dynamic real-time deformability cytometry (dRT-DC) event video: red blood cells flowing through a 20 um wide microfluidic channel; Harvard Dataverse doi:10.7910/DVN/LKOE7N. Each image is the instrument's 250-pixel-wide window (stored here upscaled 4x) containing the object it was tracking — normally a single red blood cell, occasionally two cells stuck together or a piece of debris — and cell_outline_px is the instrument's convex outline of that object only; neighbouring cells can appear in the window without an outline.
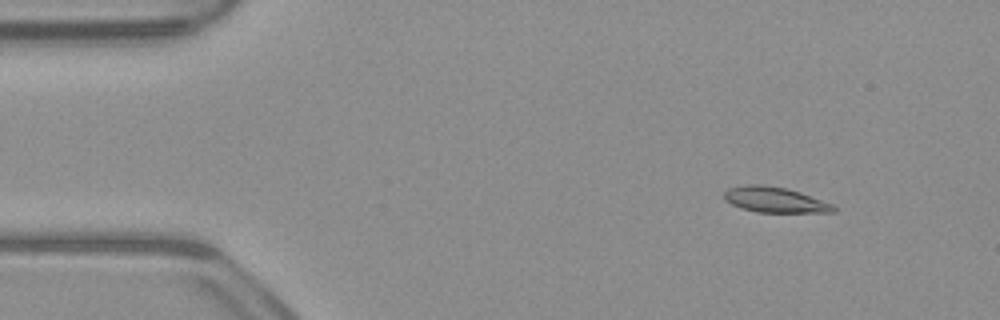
{"species": "common noctule bat (a hibernating species)", "species_latin": "Nyctalus noctula", "temperature_condition": "warm", "stored_images_in_passage": 51, "camera_frame_rate_fps": 3000, "um_per_image_px": 0.085, "animal": {"sex": "male", "body_mass_g": 23.1, "forearm_length_mm": 52.7}, "frame": {"image": 1, "passage_image": 5, "time_ms": 1.333, "image_size_px": [1000, 320], "cell_outline_px": [[836, 212], [756, 212], [740, 208], [724, 200], [724, 192], [728, 188], [744, 184], [760, 184], [788, 188], [800, 192], [832, 204], [836, 208]], "centroid_in_image_um": [65.82, 16.97], "position_along_channel_um": 19.2, "area_um2": 16.3}}
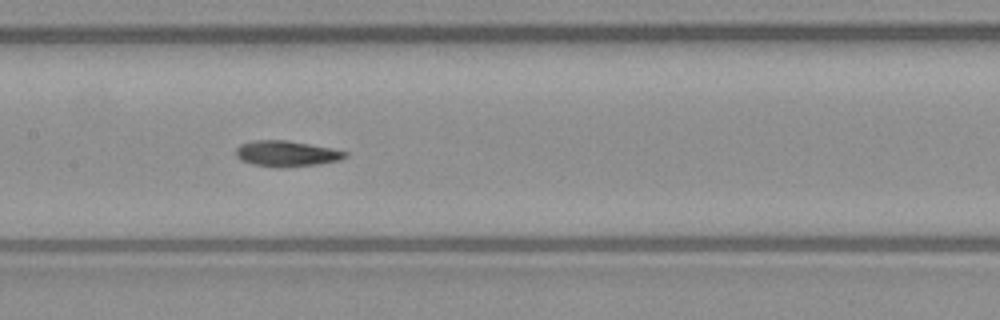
{"frame": {"image": 2, "passage_image": 24, "time_ms": 7.667, "image_size_px": [1000, 320], "cell_outline_px": [[348, 156], [340, 160], [320, 164], [280, 168], [252, 164], [240, 160], [236, 156], [236, 148], [240, 144], [256, 140], [288, 140], [332, 148], [348, 152]], "centroid_in_image_um": [24.37, 13.06], "position_along_channel_um": 183.0, "area_um2": 16.59}}
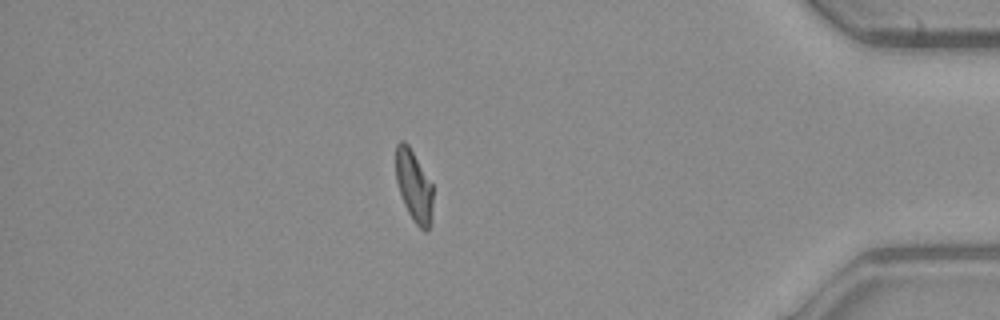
{"frame": {"image": 3, "passage_image": 44, "time_ms": 14.333, "image_size_px": [1000, 320], "cell_outline_px": [[432, 220], [428, 228], [424, 232], [412, 220], [404, 204], [396, 180], [396, 144], [400, 140], [404, 140], [408, 144], [432, 184]], "centroid_in_image_um": [35.18, 15.82], "position_along_channel_um": 400.0, "area_um2": 15.37}, "authors_computed_cell_mechanics": {"area_um2": 16.4152, "velocity_mm_per_s": 3.9424, "shape_relaxation_time_tau1_ms": 6.2058, "shape_relaxation_time_tau2_ms": 2.8155, "deformation_change_tau1": 0.1708, "deformation_change_tau2": 0.0751}}